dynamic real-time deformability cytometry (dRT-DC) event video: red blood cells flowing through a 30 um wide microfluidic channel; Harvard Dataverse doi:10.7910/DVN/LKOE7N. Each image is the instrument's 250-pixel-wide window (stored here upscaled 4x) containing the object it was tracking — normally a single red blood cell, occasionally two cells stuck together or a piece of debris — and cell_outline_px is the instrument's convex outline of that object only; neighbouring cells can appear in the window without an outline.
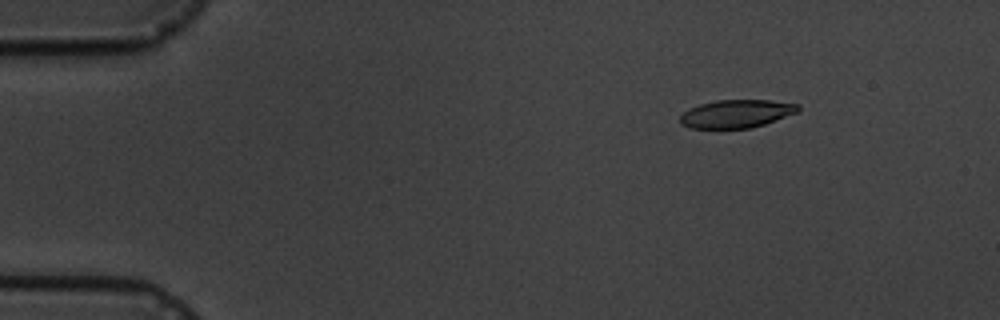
{"species": "common noctule bat (a hibernating species)", "species_latin": "Nyctalus noctula", "temperature_condition": "cold", "stored_images_in_passage": 3, "camera_frame_rate_fps": 3000, "um_per_image_px": 0.085, "animal": {"sex": "male", "body_mass_g": 19.5, "forearm_length_mm": 54.6}, "frame": {"image": 1, "passage_image": 1, "time_ms": 0.0, "image_size_px": [1000, 320], "cell_outline_px": [[800, 108], [796, 112], [764, 124], [752, 128], [692, 128], [680, 124], [680, 116], [688, 108], [700, 104], [716, 100], [768, 100], [800, 104]], "centroid_in_image_um": [62.57, 9.66], "position_along_channel_um": 22.4, "area_um2": 19.19}}